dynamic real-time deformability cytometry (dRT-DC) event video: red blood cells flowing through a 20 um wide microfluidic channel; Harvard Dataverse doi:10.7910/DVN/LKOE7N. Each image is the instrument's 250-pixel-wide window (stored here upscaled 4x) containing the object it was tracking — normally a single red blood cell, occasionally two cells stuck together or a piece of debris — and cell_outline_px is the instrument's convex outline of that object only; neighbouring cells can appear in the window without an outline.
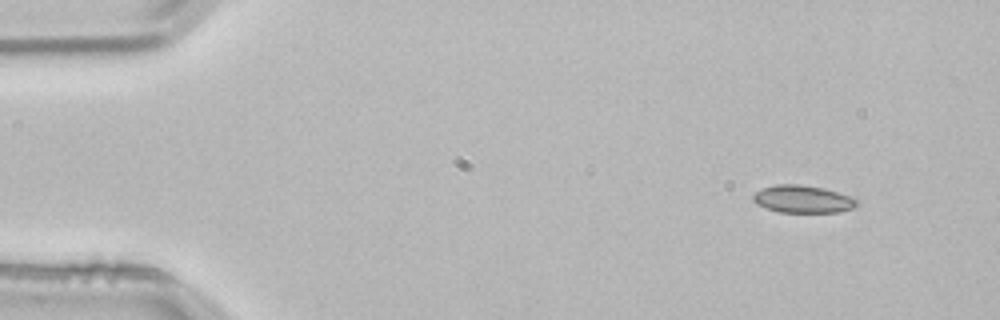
{"species": "common noctule bat (a hibernating species)", "species_latin": "Nyctalus noctula", "temperature_condition": "room temperature", "stored_images_in_passage": 3, "camera_frame_rate_fps": 3000, "um_per_image_px": 0.085, "animal": {"sex": "male", "body_mass_g": 21.5, "forearm_length_mm": 52.0}, "frame": {"image": 1, "passage_image": 1, "time_ms": 0.0, "image_size_px": [1000, 320], "cell_outline_px": [[860, 200], [852, 208], [840, 212], [780, 212], [756, 204], [752, 200], [752, 196], [756, 192], [764, 188], [776, 184], [800, 184], [824, 188]], "centroid_in_image_um": [68.23, 16.92], "position_along_channel_um": 16.8, "area_um2": 16.47}}
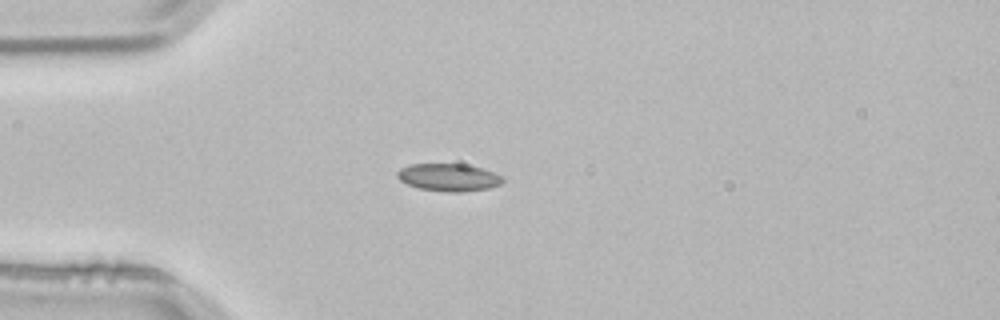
{"frame": {"image": 2, "passage_image": 3, "time_ms": 0.667, "image_size_px": [1000, 320], "cell_outline_px": [[504, 180], [500, 184], [488, 188], [464, 192], [448, 192], [420, 188], [408, 184], [400, 180], [396, 176], [396, 172], [400, 168], [412, 164], [464, 164], [484, 168], [500, 176]], "centroid_in_image_um": [38.12, 15.07], "position_along_channel_um": 46.9, "area_um2": 16.82}}